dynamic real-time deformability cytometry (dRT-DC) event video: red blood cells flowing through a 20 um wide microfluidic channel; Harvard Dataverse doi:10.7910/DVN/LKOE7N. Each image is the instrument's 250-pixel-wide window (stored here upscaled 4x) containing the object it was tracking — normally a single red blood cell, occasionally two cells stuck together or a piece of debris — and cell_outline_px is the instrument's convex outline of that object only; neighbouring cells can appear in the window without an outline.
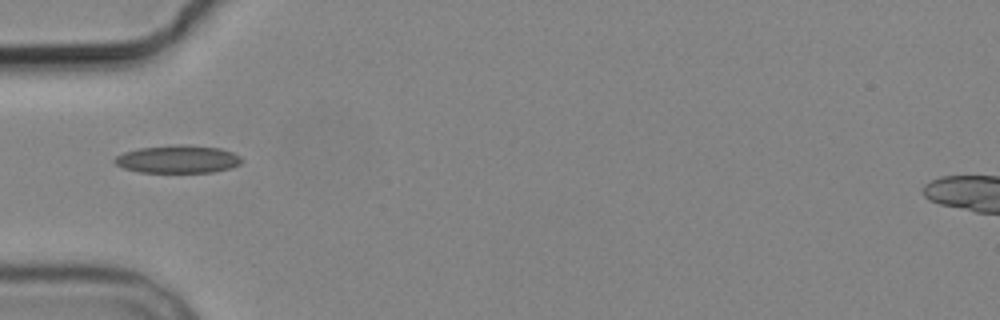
{"species": "common noctule bat (a hibernating species)", "species_latin": "Nyctalus noctula", "temperature_condition": "cold", "stored_images_in_passage": 9, "camera_frame_rate_fps": 3000, "um_per_image_px": 0.085, "animal": {"sex": "male", "body_mass_g": 19.2, "forearm_length_mm": 51.8}, "frame": {"image": 1, "passage_image": 6, "time_ms": 6.0, "image_size_px": [1000, 320], "cell_outline_px": [[244, 160], [240, 164], [232, 168], [212, 172], [140, 172], [124, 168], [116, 164], [112, 160], [116, 156], [124, 152], [140, 148], [176, 144], [184, 144], [220, 148], [232, 152], [240, 156]], "centroid_in_image_um": [15.14, 13.52], "position_along_channel_um": 69.9, "area_um2": 20.69}}
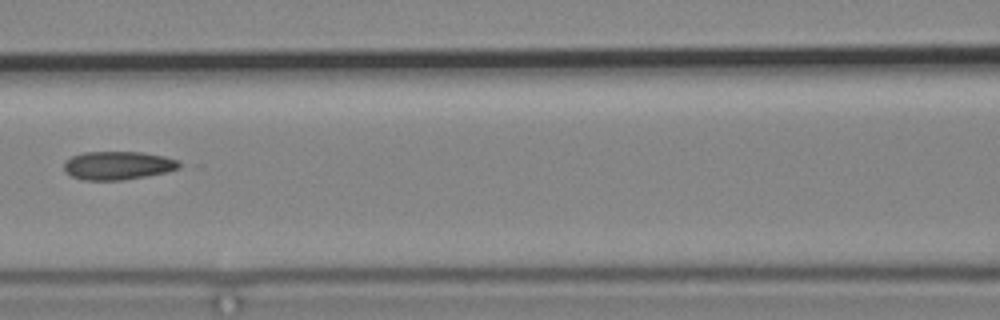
{"frame": {"image": 2, "passage_image": 8, "time_ms": 8.333, "image_size_px": [1000, 320], "cell_outline_px": [[188, 164], [180, 168], [164, 172], [144, 176], [120, 180], [84, 180], [72, 176], [64, 172], [64, 164], [72, 156], [84, 152], [140, 152], [164, 156], [180, 160]], "centroid_in_image_um": [10.08, 14.06], "position_along_channel_um": 156.5, "area_um2": 19.13}}
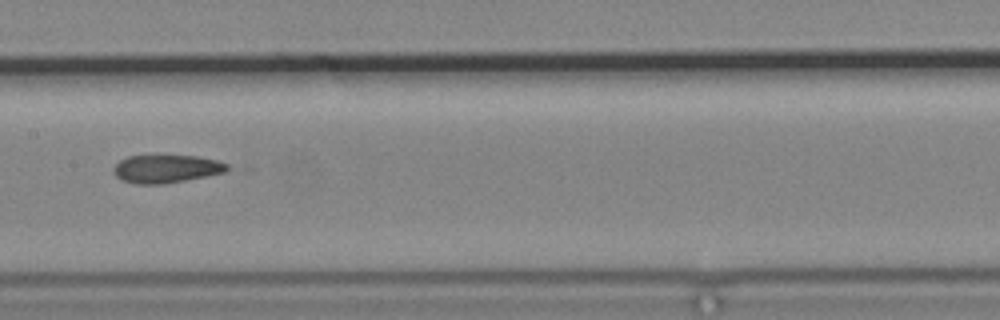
{"frame": {"image": 3, "passage_image": 9, "time_ms": 9.333, "image_size_px": [1000, 320], "cell_outline_px": [[232, 168], [224, 172], [164, 184], [136, 184], [120, 180], [112, 172], [112, 168], [120, 160], [128, 156], [196, 156], [216, 160], [228, 164]], "centroid_in_image_um": [14.1, 14.35], "position_along_channel_um": 193.3, "area_um2": 18.5}}